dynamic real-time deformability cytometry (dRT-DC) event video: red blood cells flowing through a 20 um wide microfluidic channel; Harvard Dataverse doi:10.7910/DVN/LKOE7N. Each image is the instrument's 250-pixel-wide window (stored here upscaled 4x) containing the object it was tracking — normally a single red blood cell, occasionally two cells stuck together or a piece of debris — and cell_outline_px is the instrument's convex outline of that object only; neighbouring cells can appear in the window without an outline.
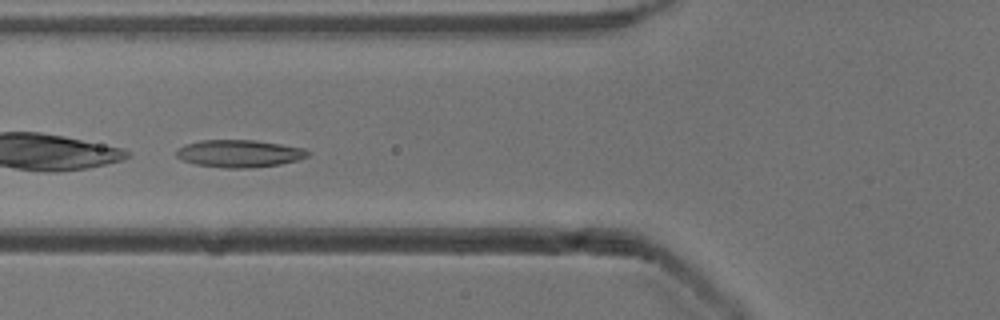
{"species": "common noctule bat (a hibernating species)", "species_latin": "Nyctalus noctula", "temperature_condition": "cold", "stored_images_in_passage": 51, "camera_frame_rate_fps": 3000, "um_per_image_px": 0.085, "animal": {"sex": "male", "body_mass_g": 13.3}, "frame": {"image": 1, "passage_image": 20, "time_ms": 6.333, "image_size_px": [1000, 320], "cell_outline_px": [[308, 156], [296, 160], [280, 164], [252, 168], [224, 168], [196, 164], [184, 160], [176, 156], [176, 152], [184, 144], [200, 140], [256, 140], [304, 148], [308, 152]], "centroid_in_image_um": [20.33, 13.05], "position_along_channel_um": 105.5, "area_um2": 20.87}}
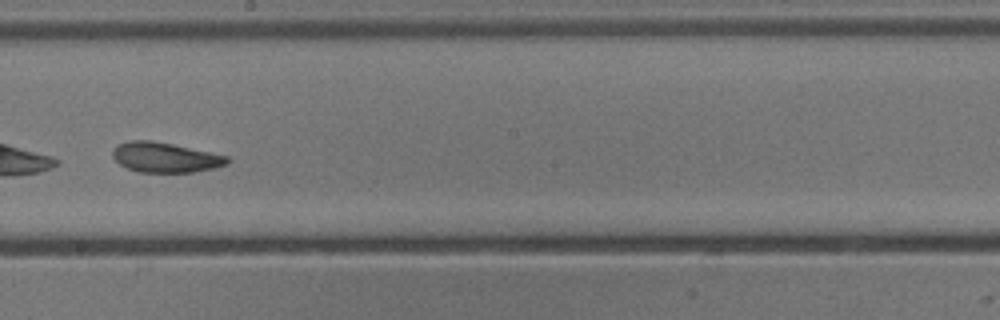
{"frame": {"image": 2, "passage_image": 30, "time_ms": 9.667, "image_size_px": [1000, 320], "cell_outline_px": [[232, 160], [228, 164], [212, 168], [192, 172], [140, 172], [128, 168], [120, 164], [112, 156], [112, 152], [116, 144], [128, 140], [152, 140], [172, 144], [228, 156]], "centroid_in_image_um": [14.03, 13.37], "position_along_channel_um": 234.2, "area_um2": 20.0}}
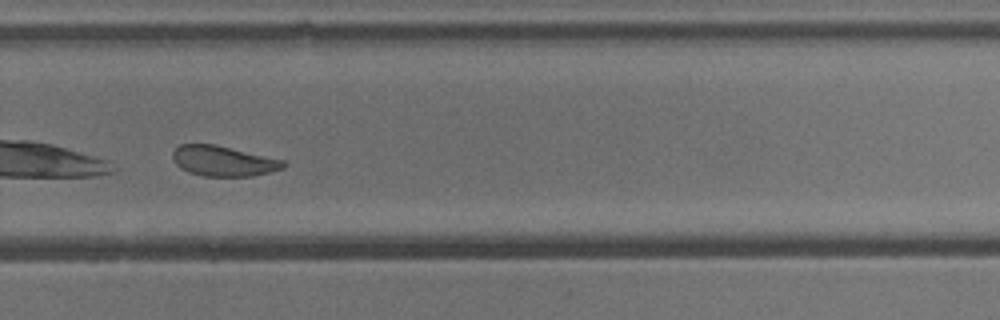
{"frame": {"image": 3, "passage_image": 36, "time_ms": 11.667, "image_size_px": [1000, 320], "cell_outline_px": [[288, 164], [284, 168], [252, 176], [204, 176], [188, 172], [180, 168], [172, 160], [172, 152], [180, 144], [216, 144], [284, 160]], "centroid_in_image_um": [18.97, 13.68], "position_along_channel_um": 310.8, "area_um2": 19.65}}